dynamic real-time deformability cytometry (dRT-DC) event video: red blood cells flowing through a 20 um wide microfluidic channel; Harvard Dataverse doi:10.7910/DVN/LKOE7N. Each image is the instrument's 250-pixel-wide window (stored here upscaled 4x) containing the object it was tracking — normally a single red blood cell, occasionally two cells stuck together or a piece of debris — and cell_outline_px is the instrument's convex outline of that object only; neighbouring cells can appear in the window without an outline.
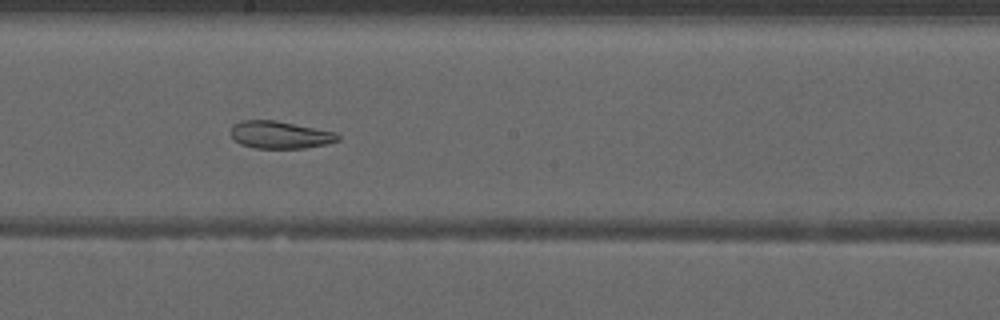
{"species": "common noctule bat (a hibernating species)", "species_latin": "Nyctalus noctula", "temperature_condition": "warm", "stored_images_in_passage": 46, "camera_frame_rate_fps": 3000, "um_per_image_px": 0.085, "animal": {"sex": "male", "forearm_length_mm": 52.5}, "frame": {"image": 1, "passage_image": 24, "time_ms": 7.667, "image_size_px": [1000, 320], "cell_outline_px": [[340, 140], [324, 144], [304, 148], [252, 148], [240, 144], [232, 136], [232, 124], [240, 120], [276, 120], [336, 132], [340, 136]], "centroid_in_image_um": [23.79, 11.45], "position_along_channel_um": 224.4, "area_um2": 17.11}}
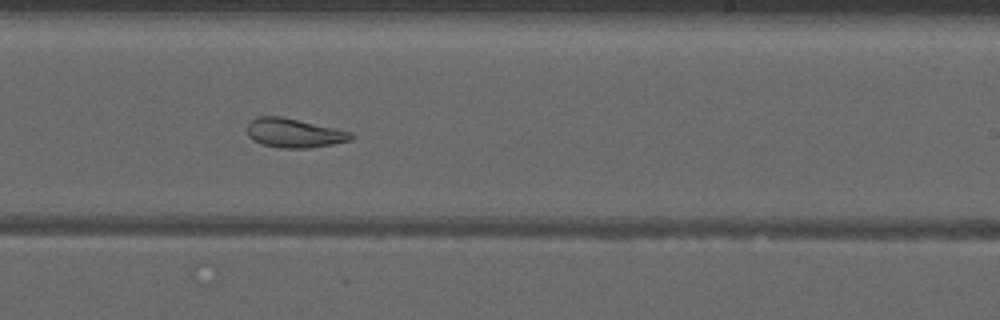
{"frame": {"image": 2, "passage_image": 27, "time_ms": 8.667, "image_size_px": [1000, 320], "cell_outline_px": [[356, 136], [352, 140], [332, 144], [308, 148], [280, 148], [260, 144], [252, 140], [248, 136], [248, 124], [256, 116], [280, 116], [336, 128], [352, 132]], "centroid_in_image_um": [25.01, 11.31], "position_along_channel_um": 264.0, "area_um2": 17.74}}
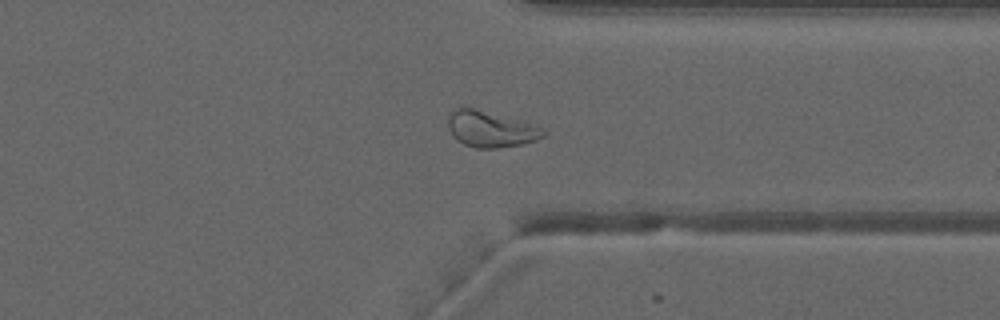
{"frame": {"image": 3, "passage_image": 35, "time_ms": 11.333, "image_size_px": [1000, 320], "cell_outline_px": [[548, 132], [544, 136], [536, 140], [524, 144], [496, 148], [476, 148], [464, 144], [456, 140], [448, 128], [448, 112], [460, 104], [508, 116], [536, 124], [544, 128]], "centroid_in_image_um": [41.7, 10.93], "position_along_channel_um": 369.7, "area_um2": 20.87}, "authors_computed_cell_mechanics": {"area_um2": 22.0218, "velocity_mm_per_s": 3.9762, "shape_relaxation_time_tau1_ms": null, "shape_relaxation_time_tau2_ms": 2.0849, "deformation_change_tau1": null, "deformation_change_tau2": 0.0866}}